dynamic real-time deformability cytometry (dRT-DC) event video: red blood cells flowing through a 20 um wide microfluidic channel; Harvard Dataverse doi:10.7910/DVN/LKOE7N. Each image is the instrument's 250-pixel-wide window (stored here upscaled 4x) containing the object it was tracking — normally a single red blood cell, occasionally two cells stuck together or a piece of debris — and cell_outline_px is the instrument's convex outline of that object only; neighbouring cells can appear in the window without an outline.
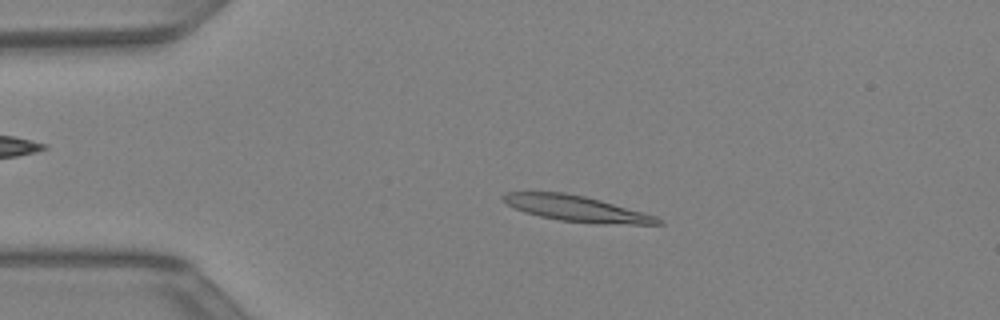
{"species": "Egyptian fruit bat (a non-hibernating species)", "species_latin": "Rousettus aegyptiacus", "temperature_condition": "warm", "stored_images_in_passage": 42, "camera_frame_rate_fps": 3000, "um_per_image_px": 0.085, "animal": {"sex": "female"}, "frame": {"image": 1, "passage_image": 8, "time_ms": 2.333, "image_size_px": [1000, 320], "cell_outline_px": [[664, 224], [600, 224], [560, 220], [540, 216], [524, 212], [508, 204], [500, 196], [504, 192], [564, 192], [584, 196], [600, 200], [644, 212], [656, 216], [664, 220]], "centroid_in_image_um": [49.04, 17.73], "position_along_channel_um": 36.0, "area_um2": 23.18}}
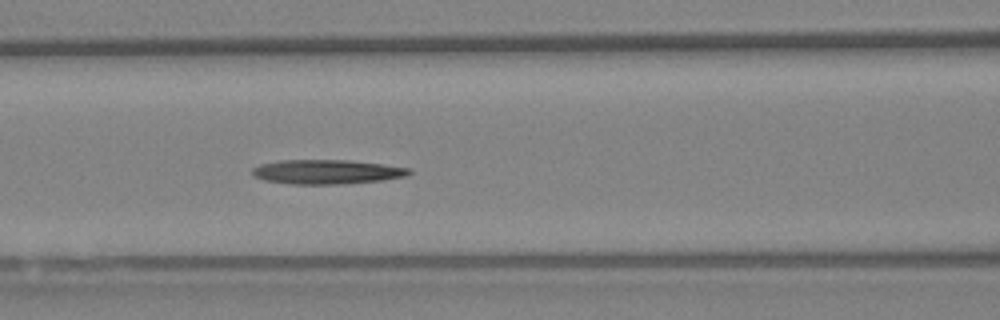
{"frame": {"image": 2, "passage_image": 17, "time_ms": 5.333, "image_size_px": [1000, 320], "cell_outline_px": [[412, 172], [408, 176], [384, 180], [344, 184], [292, 184], [264, 180], [252, 176], [252, 168], [260, 164], [280, 160], [348, 160], [412, 168]], "centroid_in_image_um": [27.79, 14.61], "position_along_channel_um": 138.8, "area_um2": 22.43}}
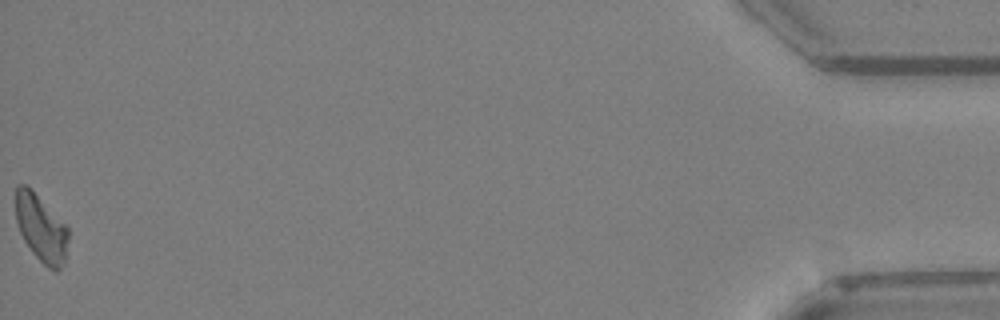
{"frame": {"image": 3, "passage_image": 42, "time_ms": 13.667, "image_size_px": [1000, 320], "cell_outline_px": [[68, 240], [64, 260], [60, 268], [56, 272], [52, 272], [32, 252], [24, 240], [20, 232], [16, 220], [16, 188], [20, 184], [24, 184], [32, 188], [68, 224]], "centroid_in_image_um": [3.52, 19.36], "position_along_channel_um": 431.7, "area_um2": 20.92}}